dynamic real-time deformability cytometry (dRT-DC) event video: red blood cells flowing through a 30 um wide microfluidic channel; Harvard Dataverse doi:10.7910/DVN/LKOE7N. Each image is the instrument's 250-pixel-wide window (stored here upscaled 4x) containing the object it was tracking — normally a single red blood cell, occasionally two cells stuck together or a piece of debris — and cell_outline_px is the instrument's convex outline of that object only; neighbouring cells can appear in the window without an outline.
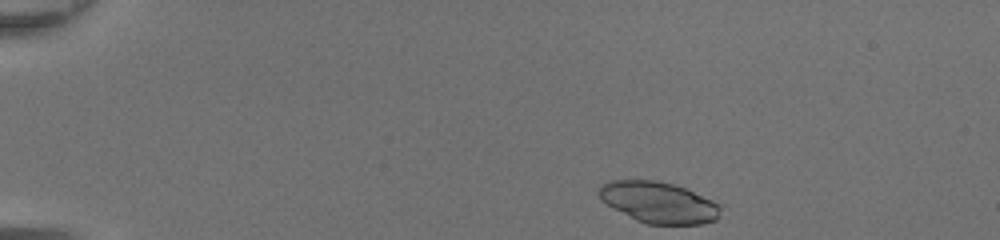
{"species": "common noctule bat (a hibernating species)", "species_latin": "Nyctalus noctula", "temperature_condition": "room temperature", "stored_images_in_passage": 40, "camera_frame_rate_fps": 3000, "um_per_image_px": 0.085, "animal": {"sex": "female", "body_mass_g": 20.0, "forearm_length_mm": 54.0}, "frame": {"image": 1, "passage_image": 1, "time_ms": 0.0, "image_size_px": [1000, 240], "cell_outline_px": [[724, 204], [716, 220], [700, 224], [648, 224], [636, 220], [612, 208], [600, 200], [596, 192], [608, 180], [656, 180], [672, 184], [684, 188]], "centroid_in_image_um": [55.99, 17.2], "position_along_channel_um": 29.0, "area_um2": 29.42}}
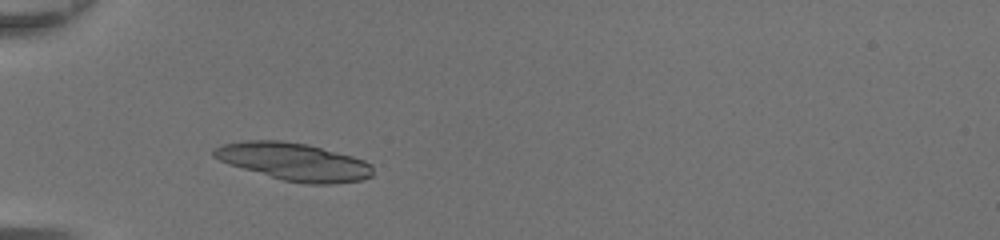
{"frame": {"image": 2, "passage_image": 9, "time_ms": 2.667, "image_size_px": [1000, 240], "cell_outline_px": [[372, 176], [364, 180], [332, 184], [304, 184], [284, 180], [228, 164], [212, 156], [212, 148], [224, 144], [244, 140], [280, 140], [308, 144], [352, 156], [364, 160], [372, 164]], "centroid_in_image_um": [24.99, 13.74], "position_along_channel_um": 60.0, "area_um2": 34.91}}